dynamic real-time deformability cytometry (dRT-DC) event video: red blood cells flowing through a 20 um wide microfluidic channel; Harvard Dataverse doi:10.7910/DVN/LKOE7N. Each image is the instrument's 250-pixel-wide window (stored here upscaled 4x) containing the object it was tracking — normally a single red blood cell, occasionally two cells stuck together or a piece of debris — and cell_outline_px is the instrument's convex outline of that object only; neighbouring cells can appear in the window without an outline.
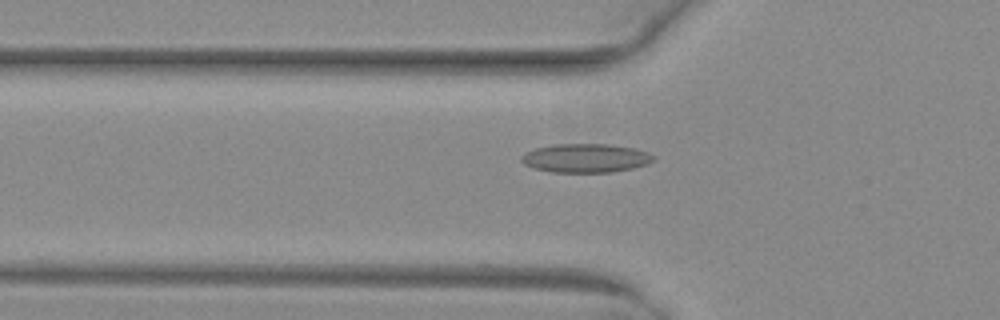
{"species": "common noctule bat (a hibernating species)", "species_latin": "Nyctalus noctula", "temperature_condition": "warm", "stored_images_in_passage": 52, "camera_frame_rate_fps": 3000, "um_per_image_px": 0.085, "animal": {"sex": "female", "body_mass_g": 29.2, "forearm_length_mm": 56.3}, "frame": {"image": 1, "passage_image": 19, "time_ms": 6.0, "image_size_px": [1000, 320], "cell_outline_px": [[656, 160], [648, 164], [632, 168], [612, 172], [552, 172], [532, 168], [524, 164], [520, 160], [520, 156], [536, 148], [552, 144], [608, 144], [636, 148], [648, 152], [656, 156]], "centroid_in_image_um": [49.81, 13.44], "position_along_channel_um": 76.0, "area_um2": 22.37}}
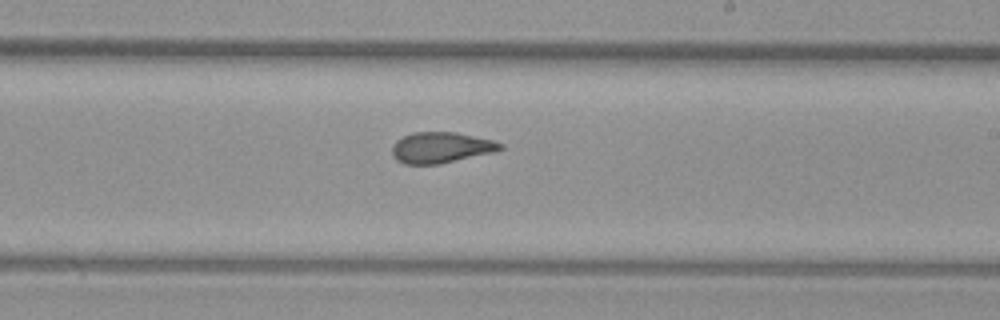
{"frame": {"image": 2, "passage_image": 32, "time_ms": 10.333, "image_size_px": [1000, 320], "cell_outline_px": [[504, 148], [492, 152], [440, 164], [404, 164], [396, 160], [392, 156], [392, 144], [396, 140], [412, 132], [456, 132], [492, 140], [504, 144]], "centroid_in_image_um": [37.44, 12.54], "position_along_channel_um": 251.6, "area_um2": 19.48}}
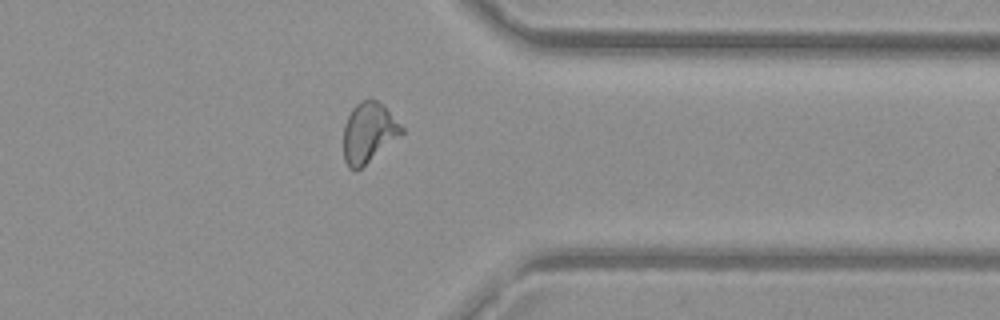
{"frame": {"image": 3, "passage_image": 42, "time_ms": 13.667, "image_size_px": [1000, 320], "cell_outline_px": [[404, 132], [400, 136], [356, 172], [348, 168], [344, 160], [344, 124], [352, 108], [360, 100], [376, 100], [384, 104], [404, 128]], "centroid_in_image_um": [31.33, 11.27], "position_along_channel_um": 380.1, "area_um2": 20.46}, "authors_computed_cell_mechanics": {"area_um2": 20.6635, "velocity_mm_per_s": 4.0368, "shape_relaxation_time_tau1_ms": null, "shape_relaxation_time_tau2_ms": 1.6406, "deformation_change_tau1": null, "deformation_change_tau2": 0.0943}}